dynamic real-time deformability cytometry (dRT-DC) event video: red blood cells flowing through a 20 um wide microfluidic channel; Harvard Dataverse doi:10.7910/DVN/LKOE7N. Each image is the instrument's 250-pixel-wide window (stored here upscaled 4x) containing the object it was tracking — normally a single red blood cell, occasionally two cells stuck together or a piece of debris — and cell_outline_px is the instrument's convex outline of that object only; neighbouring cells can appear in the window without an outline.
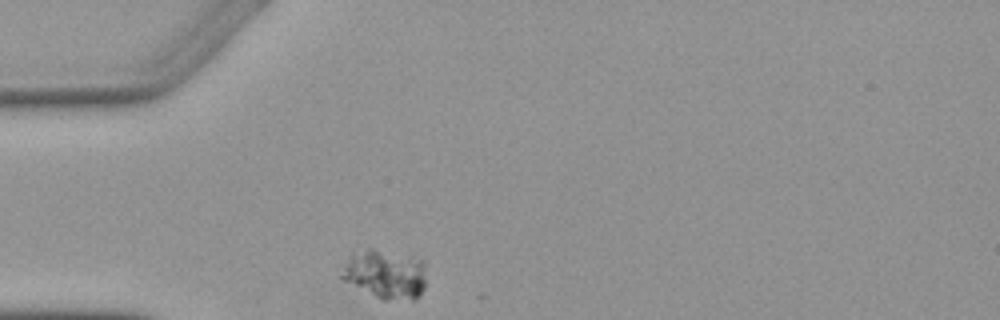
{"species": "Egyptian fruit bat (a non-hibernating species)", "species_latin": "Rousettus aegyptiacus", "temperature_condition": "warm", "stored_images_in_passage": 1, "camera_frame_rate_fps": 3000, "um_per_image_px": 0.085, "animal": {"sex": "female"}, "frame": {"image": 1, "passage_image": 1, "time_ms": 0.0, "image_size_px": [1000, 320], "cell_outline_px": [[424, 288], [420, 296], [416, 300], [384, 300], [344, 280], [340, 276], [344, 264], [352, 252], [368, 248], [372, 248], [408, 256], [424, 260]], "centroid_in_image_um": [32.76, 23.3], "position_along_channel_um": 52.2, "area_um2": 24.1}}